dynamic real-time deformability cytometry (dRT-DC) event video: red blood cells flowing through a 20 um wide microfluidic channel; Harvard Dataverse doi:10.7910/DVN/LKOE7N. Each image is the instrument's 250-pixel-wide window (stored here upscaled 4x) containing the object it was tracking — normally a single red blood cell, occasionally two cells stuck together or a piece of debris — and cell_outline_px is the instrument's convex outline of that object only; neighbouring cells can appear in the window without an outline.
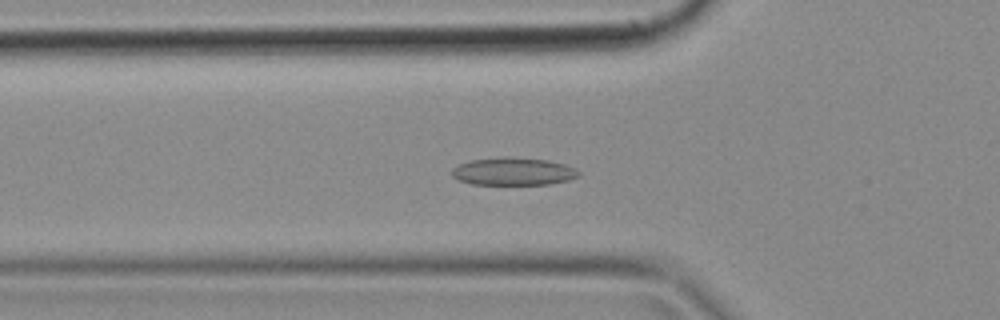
{"species": "common noctule bat (a hibernating species)", "species_latin": "Nyctalus noctula", "temperature_condition": "cold", "stored_images_in_passage": 47, "camera_frame_rate_fps": 3000, "um_per_image_px": 0.085, "animal": {"sex": "female", "body_mass_g": 18.4}, "frame": {"image": 1, "passage_image": 14, "time_ms": 4.333, "image_size_px": [1000, 320], "cell_outline_px": [[580, 176], [568, 180], [548, 184], [472, 184], [460, 180], [452, 176], [452, 168], [460, 164], [472, 160], [548, 160], [564, 164], [576, 168], [580, 172]], "centroid_in_image_um": [43.68, 14.63], "position_along_channel_um": 82.1, "area_um2": 19.31}}
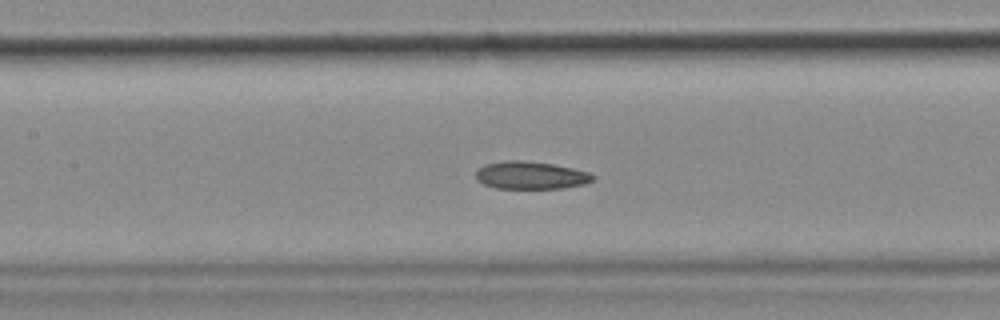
{"frame": {"image": 2, "passage_image": 20, "time_ms": 6.333, "image_size_px": [1000, 320], "cell_outline_px": [[596, 176], [592, 180], [584, 184], [564, 188], [496, 188], [484, 184], [476, 180], [476, 172], [484, 164], [504, 160], [524, 160], [552, 164], [572, 168], [588, 172]], "centroid_in_image_um": [45.1, 14.89], "position_along_channel_um": 162.3, "area_um2": 18.84}}
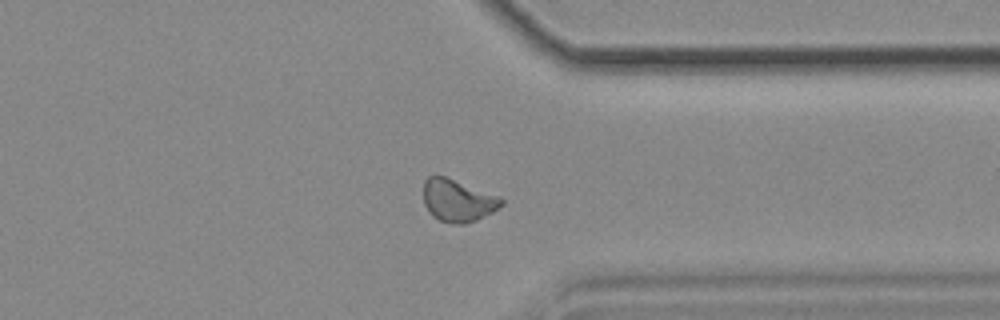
{"frame": {"image": 3, "passage_image": 36, "time_ms": 11.667, "image_size_px": [1000, 320], "cell_outline_px": [[504, 204], [492, 212], [476, 220], [464, 224], [452, 224], [440, 220], [432, 216], [428, 212], [424, 204], [424, 180], [428, 176], [444, 176], [500, 196], [504, 200]], "centroid_in_image_um": [38.91, 17.05], "position_along_channel_um": 372.5, "area_um2": 19.25}}